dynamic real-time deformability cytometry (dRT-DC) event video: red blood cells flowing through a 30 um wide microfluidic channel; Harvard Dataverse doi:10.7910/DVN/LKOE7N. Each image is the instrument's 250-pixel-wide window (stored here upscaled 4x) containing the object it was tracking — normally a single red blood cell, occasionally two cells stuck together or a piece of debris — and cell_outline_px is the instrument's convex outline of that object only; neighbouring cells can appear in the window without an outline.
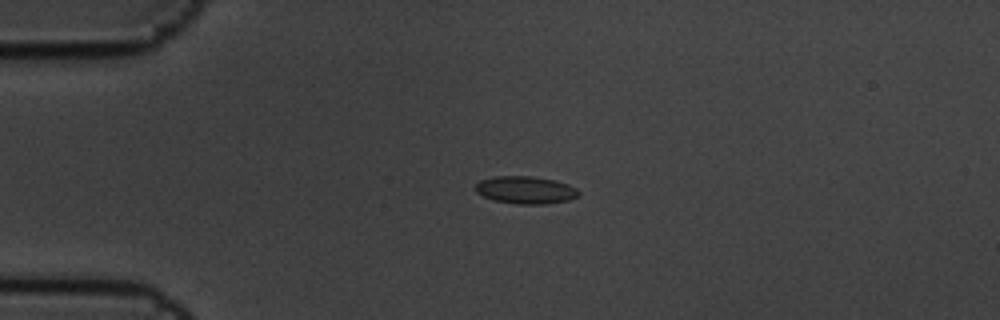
{"species": "common noctule bat (a hibernating species)", "species_latin": "Nyctalus noctula", "temperature_condition": "cold", "stored_images_in_passage": 4, "camera_frame_rate_fps": 3000, "um_per_image_px": 0.085, "animal": {"sex": "male", "body_mass_g": 19.5, "forearm_length_mm": 54.6}, "frame": {"image": 1, "passage_image": 3, "time_ms": 0.667, "image_size_px": [1000, 320], "cell_outline_px": [[580, 196], [568, 200], [544, 204], [516, 204], [492, 200], [476, 192], [476, 184], [480, 180], [496, 176], [532, 176], [556, 180], [568, 184], [576, 188], [580, 192]], "centroid_in_image_um": [44.7, 16.15], "position_along_channel_um": 40.3, "area_um2": 16.65}}